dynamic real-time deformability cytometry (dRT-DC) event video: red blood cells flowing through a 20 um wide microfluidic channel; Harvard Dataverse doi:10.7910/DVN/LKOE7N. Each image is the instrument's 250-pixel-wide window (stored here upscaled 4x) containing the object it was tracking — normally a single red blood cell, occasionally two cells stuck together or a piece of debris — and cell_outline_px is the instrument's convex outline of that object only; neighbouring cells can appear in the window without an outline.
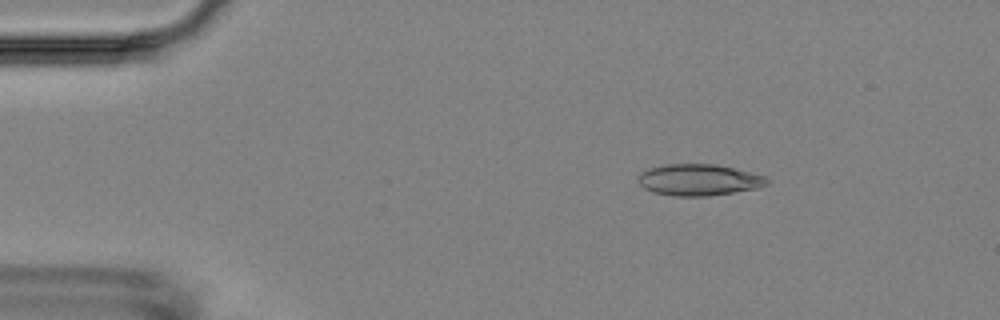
{"species": "Egyptian fruit bat (a non-hibernating species)", "species_latin": "Rousettus aegyptiacus", "temperature_condition": "room temperature", "stored_images_in_passage": 7, "camera_frame_rate_fps": 3000, "um_per_image_px": 0.085, "animal": {"sex": "female"}, "frame": {"image": 1, "passage_image": 3, "time_ms": 2.333, "image_size_px": [1000, 320], "cell_outline_px": [[768, 184], [756, 188], [708, 196], [676, 196], [652, 192], [644, 188], [640, 184], [640, 172], [648, 168], [664, 164], [716, 164], [764, 176], [768, 180]], "centroid_in_image_um": [59.36, 15.28], "position_along_channel_um": 25.6, "area_um2": 23.29}}
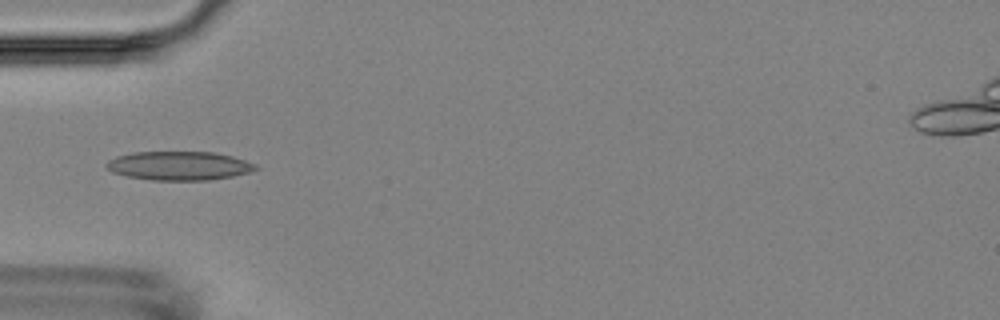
{"frame": {"image": 2, "passage_image": 5, "time_ms": 5.333, "image_size_px": [1000, 320], "cell_outline_px": [[260, 168], [248, 172], [232, 176], [208, 180], [152, 180], [128, 176], [112, 172], [104, 164], [108, 160], [116, 156], [132, 152], [212, 152], [232, 156], [256, 164]], "centroid_in_image_um": [15.2, 14.08], "position_along_channel_um": 69.8, "area_um2": 24.97}}
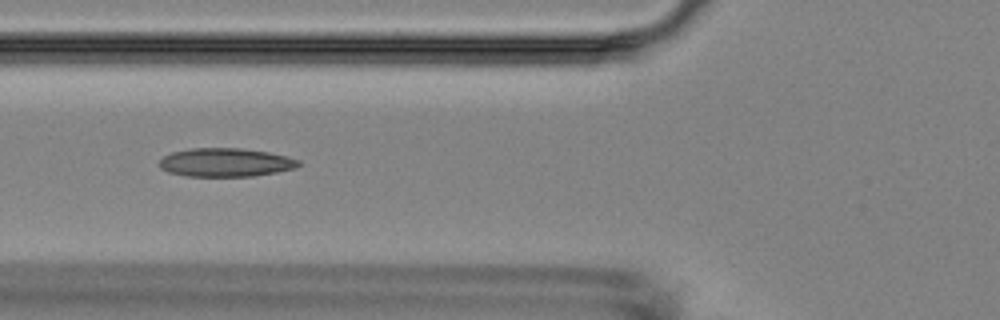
{"frame": {"image": 3, "passage_image": 6, "time_ms": 6.333, "image_size_px": [1000, 320], "cell_outline_px": [[300, 164], [296, 168], [276, 172], [252, 176], [184, 176], [168, 172], [160, 168], [160, 160], [164, 156], [172, 152], [192, 148], [240, 148], [268, 152], [288, 156], [300, 160]], "centroid_in_image_um": [19.18, 13.8], "position_along_channel_um": 106.6, "area_um2": 23.18}}